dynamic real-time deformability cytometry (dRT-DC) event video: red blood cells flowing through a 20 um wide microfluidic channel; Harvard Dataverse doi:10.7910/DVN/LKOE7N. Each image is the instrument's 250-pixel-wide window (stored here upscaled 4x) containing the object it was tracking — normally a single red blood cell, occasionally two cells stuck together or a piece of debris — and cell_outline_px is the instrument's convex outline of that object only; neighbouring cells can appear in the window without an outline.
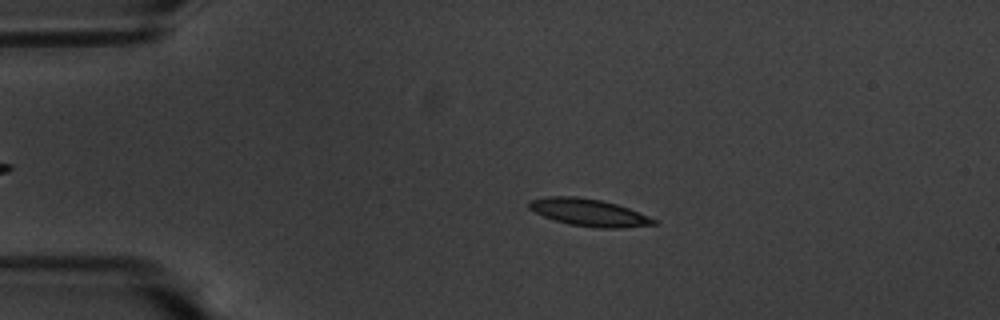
{"species": "common noctule bat (a hibernating species)", "species_latin": "Nyctalus noctula", "temperature_condition": "warm", "stored_images_in_passage": 51, "camera_frame_rate_fps": 3000, "um_per_image_px": 0.085, "animal": {"sex": "male", "body_mass_g": 20.1, "forearm_length_mm": 53.5}, "frame": {"image": 1, "passage_image": 13, "time_ms": 4.0, "image_size_px": [1000, 320], "cell_outline_px": [[656, 224], [620, 228], [596, 228], [568, 224], [544, 216], [528, 208], [528, 200], [548, 196], [576, 196], [600, 200], [616, 204], [628, 208], [648, 216], [656, 220]], "centroid_in_image_um": [50.02, 18.05], "position_along_channel_um": 35.0, "area_um2": 19.65}}
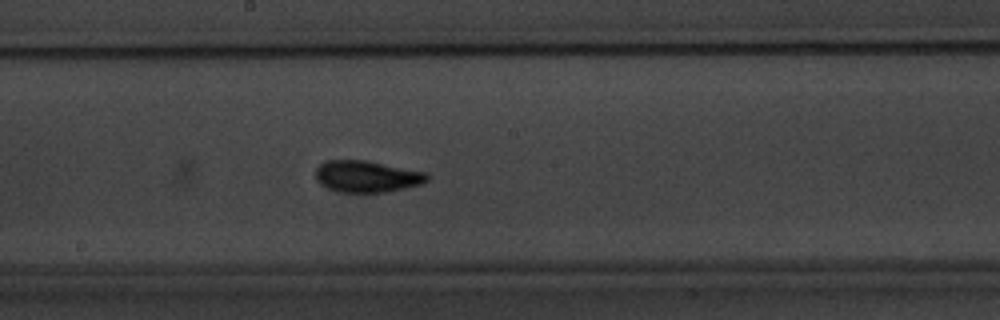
{"frame": {"image": 2, "passage_image": 32, "time_ms": 10.333, "image_size_px": [1000, 320], "cell_outline_px": [[428, 180], [420, 184], [404, 188], [384, 192], [340, 192], [328, 188], [320, 184], [316, 180], [316, 168], [324, 160], [364, 160], [428, 172]], "centroid_in_image_um": [31.16, 14.99], "position_along_channel_um": 217.0, "area_um2": 20.52}}
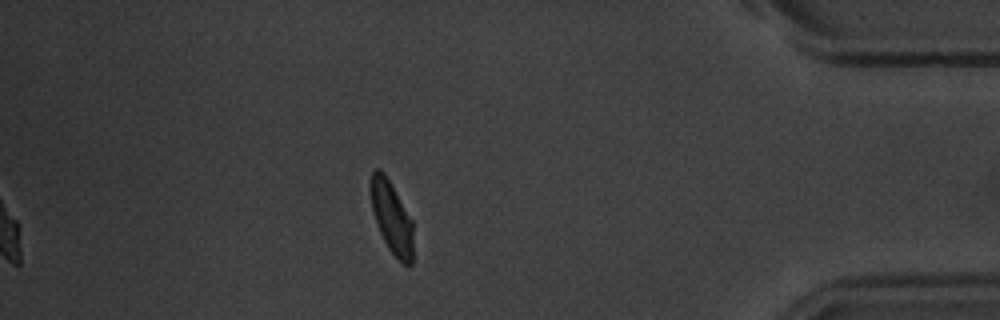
{"frame": {"image": 3, "passage_image": 51, "time_ms": 16.667, "image_size_px": [1000, 320], "cell_outline_px": [[412, 264], [404, 264], [388, 248], [380, 232], [372, 212], [368, 188], [368, 184], [372, 172], [376, 168], [380, 168], [384, 172], [412, 220]], "centroid_in_image_um": [33.23, 18.4], "position_along_channel_um": 402.0, "area_um2": 17.86}, "authors_computed_cell_mechanics": {"area_um2": 18.8428, "velocity_mm_per_s": 3.5348, "shape_relaxation_time_tau1_ms": 3.5492, "shape_relaxation_time_tau2_ms": 2.1826, "deformation_change_tau1": 0.1415, "deformation_change_tau2": 0.0917}}